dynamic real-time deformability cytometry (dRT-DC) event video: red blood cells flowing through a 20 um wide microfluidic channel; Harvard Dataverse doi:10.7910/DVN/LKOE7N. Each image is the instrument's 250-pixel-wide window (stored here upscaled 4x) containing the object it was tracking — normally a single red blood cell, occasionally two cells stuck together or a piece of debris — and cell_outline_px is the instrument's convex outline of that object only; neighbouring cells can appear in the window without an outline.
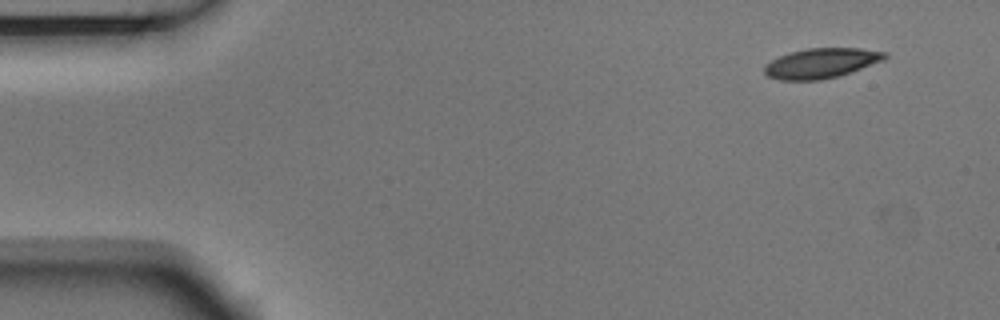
{"species": "Egyptian fruit bat (a non-hibernating species)", "species_latin": "Rousettus aegyptiacus", "temperature_condition": "room temperature", "stored_images_in_passage": 4, "camera_frame_rate_fps": 3000, "um_per_image_px": 0.085, "animal": {"sex": "male"}, "frame": {"image": 1, "passage_image": 1, "time_ms": 0.0, "image_size_px": [1000, 320], "cell_outline_px": [[888, 56], [884, 60], [836, 76], [820, 80], [780, 80], [768, 76], [764, 72], [764, 64], [780, 56], [792, 52], [808, 48], [860, 48], [888, 52]], "centroid_in_image_um": [69.8, 5.36], "position_along_channel_um": 15.2, "area_um2": 20.75}}
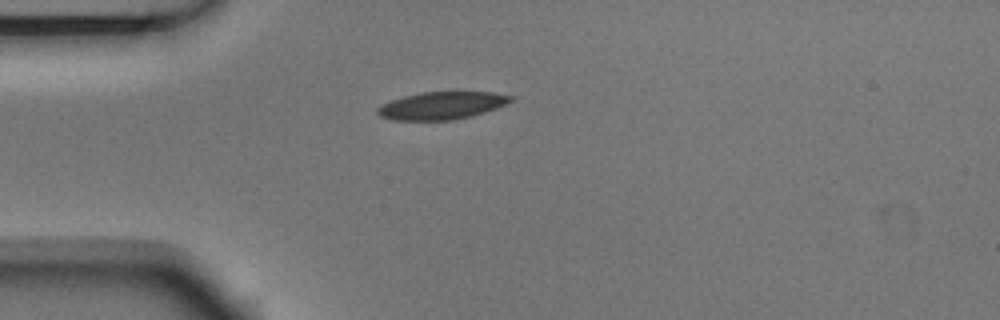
{"frame": {"image": 2, "passage_image": 4, "time_ms": 1.0, "image_size_px": [1000, 320], "cell_outline_px": [[516, 100], [496, 108], [484, 112], [452, 120], [392, 120], [380, 116], [376, 112], [376, 108], [380, 104], [404, 96], [420, 92], [492, 92], [516, 96]], "centroid_in_image_um": [37.56, 8.96], "position_along_channel_um": 47.4, "area_um2": 21.5}}